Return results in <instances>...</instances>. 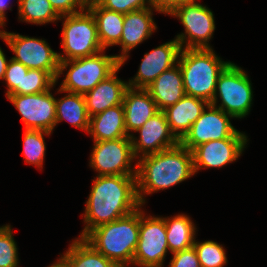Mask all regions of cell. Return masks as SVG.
<instances>
[{"mask_svg":"<svg viewBox=\"0 0 267 267\" xmlns=\"http://www.w3.org/2000/svg\"><path fill=\"white\" fill-rule=\"evenodd\" d=\"M141 206L137 196L136 176H97L86 201L84 238L92 229L126 216Z\"/></svg>","mask_w":267,"mask_h":267,"instance_id":"6da1fadb","label":"cell"},{"mask_svg":"<svg viewBox=\"0 0 267 267\" xmlns=\"http://www.w3.org/2000/svg\"><path fill=\"white\" fill-rule=\"evenodd\" d=\"M137 196L141 206L145 195L182 183L194 174L193 154L180 142L161 152L139 157L137 161Z\"/></svg>","mask_w":267,"mask_h":267,"instance_id":"7a4b0ae2","label":"cell"},{"mask_svg":"<svg viewBox=\"0 0 267 267\" xmlns=\"http://www.w3.org/2000/svg\"><path fill=\"white\" fill-rule=\"evenodd\" d=\"M140 207L113 222L92 229L83 239L118 267H128L139 240Z\"/></svg>","mask_w":267,"mask_h":267,"instance_id":"3957f363","label":"cell"},{"mask_svg":"<svg viewBox=\"0 0 267 267\" xmlns=\"http://www.w3.org/2000/svg\"><path fill=\"white\" fill-rule=\"evenodd\" d=\"M177 63L185 94L211 104L218 77L231 62L223 61L213 49H181Z\"/></svg>","mask_w":267,"mask_h":267,"instance_id":"277c9868","label":"cell"},{"mask_svg":"<svg viewBox=\"0 0 267 267\" xmlns=\"http://www.w3.org/2000/svg\"><path fill=\"white\" fill-rule=\"evenodd\" d=\"M119 66L120 61L117 59V55H105L103 50L89 57L60 61L56 81L63 74V71L69 68L60 89L84 95L92 90L100 81L105 80Z\"/></svg>","mask_w":267,"mask_h":267,"instance_id":"5b68a950","label":"cell"},{"mask_svg":"<svg viewBox=\"0 0 267 267\" xmlns=\"http://www.w3.org/2000/svg\"><path fill=\"white\" fill-rule=\"evenodd\" d=\"M61 19H64L61 46L65 55L58 53L60 61L89 57L104 50L98 39L95 18L87 8L63 15Z\"/></svg>","mask_w":267,"mask_h":267,"instance_id":"8992f818","label":"cell"},{"mask_svg":"<svg viewBox=\"0 0 267 267\" xmlns=\"http://www.w3.org/2000/svg\"><path fill=\"white\" fill-rule=\"evenodd\" d=\"M248 77L241 67L231 62L218 77L211 105L233 118L246 117L253 101L252 84ZM218 97L221 103L217 106Z\"/></svg>","mask_w":267,"mask_h":267,"instance_id":"52a82bcc","label":"cell"},{"mask_svg":"<svg viewBox=\"0 0 267 267\" xmlns=\"http://www.w3.org/2000/svg\"><path fill=\"white\" fill-rule=\"evenodd\" d=\"M168 15L177 17L184 26L185 32L175 37L181 49H212L209 41L215 31V21L208 7L196 0H185Z\"/></svg>","mask_w":267,"mask_h":267,"instance_id":"ba28073f","label":"cell"},{"mask_svg":"<svg viewBox=\"0 0 267 267\" xmlns=\"http://www.w3.org/2000/svg\"><path fill=\"white\" fill-rule=\"evenodd\" d=\"M0 38L15 54L12 59L22 63L28 69H40L58 78L60 60L58 53L42 39L0 30Z\"/></svg>","mask_w":267,"mask_h":267,"instance_id":"9c48e42d","label":"cell"},{"mask_svg":"<svg viewBox=\"0 0 267 267\" xmlns=\"http://www.w3.org/2000/svg\"><path fill=\"white\" fill-rule=\"evenodd\" d=\"M134 157L130 137L116 140L94 141L90 155V167L97 176L127 175L136 176L137 164L132 168Z\"/></svg>","mask_w":267,"mask_h":267,"instance_id":"30bf717a","label":"cell"},{"mask_svg":"<svg viewBox=\"0 0 267 267\" xmlns=\"http://www.w3.org/2000/svg\"><path fill=\"white\" fill-rule=\"evenodd\" d=\"M140 206L139 240L133 256L134 266L162 267L169 246L163 217L145 216Z\"/></svg>","mask_w":267,"mask_h":267,"instance_id":"8fae6325","label":"cell"},{"mask_svg":"<svg viewBox=\"0 0 267 267\" xmlns=\"http://www.w3.org/2000/svg\"><path fill=\"white\" fill-rule=\"evenodd\" d=\"M231 118L233 117L223 110L209 104L180 143L192 151L198 145L211 140L247 138L244 133L234 128L230 121Z\"/></svg>","mask_w":267,"mask_h":267,"instance_id":"7c38bea8","label":"cell"},{"mask_svg":"<svg viewBox=\"0 0 267 267\" xmlns=\"http://www.w3.org/2000/svg\"><path fill=\"white\" fill-rule=\"evenodd\" d=\"M51 90L37 94L7 96L20 113L24 129L53 132L56 122V98Z\"/></svg>","mask_w":267,"mask_h":267,"instance_id":"4fadbf2b","label":"cell"},{"mask_svg":"<svg viewBox=\"0 0 267 267\" xmlns=\"http://www.w3.org/2000/svg\"><path fill=\"white\" fill-rule=\"evenodd\" d=\"M135 132H139V139L133 135L130 138L136 159L172 148L179 143L170 131L163 111L156 113Z\"/></svg>","mask_w":267,"mask_h":267,"instance_id":"5bb4252c","label":"cell"},{"mask_svg":"<svg viewBox=\"0 0 267 267\" xmlns=\"http://www.w3.org/2000/svg\"><path fill=\"white\" fill-rule=\"evenodd\" d=\"M247 138H225L202 143L192 150L194 174L204 168H221L241 156Z\"/></svg>","mask_w":267,"mask_h":267,"instance_id":"9a60e30c","label":"cell"},{"mask_svg":"<svg viewBox=\"0 0 267 267\" xmlns=\"http://www.w3.org/2000/svg\"><path fill=\"white\" fill-rule=\"evenodd\" d=\"M180 51L179 42L174 39L145 53L137 74L129 79L128 86L146 89L163 71L177 64Z\"/></svg>","mask_w":267,"mask_h":267,"instance_id":"2e32d148","label":"cell"},{"mask_svg":"<svg viewBox=\"0 0 267 267\" xmlns=\"http://www.w3.org/2000/svg\"><path fill=\"white\" fill-rule=\"evenodd\" d=\"M153 10L157 11L149 7L124 14L121 40L117 44L122 47V53L117 55V59L120 61L121 66L124 65L129 57V51L148 39L157 29L152 16Z\"/></svg>","mask_w":267,"mask_h":267,"instance_id":"e0dca14e","label":"cell"},{"mask_svg":"<svg viewBox=\"0 0 267 267\" xmlns=\"http://www.w3.org/2000/svg\"><path fill=\"white\" fill-rule=\"evenodd\" d=\"M120 68L121 65L105 80L100 81L92 90L83 95L89 117L123 103L124 94L129 86L127 81H122L116 76Z\"/></svg>","mask_w":267,"mask_h":267,"instance_id":"ac0fdd59","label":"cell"},{"mask_svg":"<svg viewBox=\"0 0 267 267\" xmlns=\"http://www.w3.org/2000/svg\"><path fill=\"white\" fill-rule=\"evenodd\" d=\"M124 120L127 135L130 137L148 119L160 110L147 89L128 87L123 99Z\"/></svg>","mask_w":267,"mask_h":267,"instance_id":"d6986e66","label":"cell"},{"mask_svg":"<svg viewBox=\"0 0 267 267\" xmlns=\"http://www.w3.org/2000/svg\"><path fill=\"white\" fill-rule=\"evenodd\" d=\"M209 104L203 99L185 94L174 105L163 110L170 131L179 142Z\"/></svg>","mask_w":267,"mask_h":267,"instance_id":"ffe728a7","label":"cell"},{"mask_svg":"<svg viewBox=\"0 0 267 267\" xmlns=\"http://www.w3.org/2000/svg\"><path fill=\"white\" fill-rule=\"evenodd\" d=\"M146 89L160 111L178 102L185 95L179 64L163 71Z\"/></svg>","mask_w":267,"mask_h":267,"instance_id":"44dd1931","label":"cell"},{"mask_svg":"<svg viewBox=\"0 0 267 267\" xmlns=\"http://www.w3.org/2000/svg\"><path fill=\"white\" fill-rule=\"evenodd\" d=\"M94 141L129 137L125 128L123 105L108 108L90 117L88 132Z\"/></svg>","mask_w":267,"mask_h":267,"instance_id":"7402d4cb","label":"cell"},{"mask_svg":"<svg viewBox=\"0 0 267 267\" xmlns=\"http://www.w3.org/2000/svg\"><path fill=\"white\" fill-rule=\"evenodd\" d=\"M86 8L92 13L97 25V34L102 48L117 45L121 40L124 14L117 13L101 7L96 1L86 4Z\"/></svg>","mask_w":267,"mask_h":267,"instance_id":"603a6c76","label":"cell"},{"mask_svg":"<svg viewBox=\"0 0 267 267\" xmlns=\"http://www.w3.org/2000/svg\"><path fill=\"white\" fill-rule=\"evenodd\" d=\"M58 92H67L61 99H56V122L55 126L65 120L72 126L88 132L90 117L87 112L84 96L77 93L63 91L60 88Z\"/></svg>","mask_w":267,"mask_h":267,"instance_id":"cb8c5ba5","label":"cell"},{"mask_svg":"<svg viewBox=\"0 0 267 267\" xmlns=\"http://www.w3.org/2000/svg\"><path fill=\"white\" fill-rule=\"evenodd\" d=\"M166 225V239L172 253L189 249L195 242L196 226L185 214L163 217Z\"/></svg>","mask_w":267,"mask_h":267,"instance_id":"d4e9b609","label":"cell"},{"mask_svg":"<svg viewBox=\"0 0 267 267\" xmlns=\"http://www.w3.org/2000/svg\"><path fill=\"white\" fill-rule=\"evenodd\" d=\"M69 267H118L83 238H76L61 256Z\"/></svg>","mask_w":267,"mask_h":267,"instance_id":"484cf974","label":"cell"},{"mask_svg":"<svg viewBox=\"0 0 267 267\" xmlns=\"http://www.w3.org/2000/svg\"><path fill=\"white\" fill-rule=\"evenodd\" d=\"M20 21L43 25L58 21L61 17L49 0H17Z\"/></svg>","mask_w":267,"mask_h":267,"instance_id":"4316f807","label":"cell"},{"mask_svg":"<svg viewBox=\"0 0 267 267\" xmlns=\"http://www.w3.org/2000/svg\"><path fill=\"white\" fill-rule=\"evenodd\" d=\"M52 132L43 130L25 129L23 135V155L25 162L42 168L46 144L44 134L49 136Z\"/></svg>","mask_w":267,"mask_h":267,"instance_id":"83f0119b","label":"cell"},{"mask_svg":"<svg viewBox=\"0 0 267 267\" xmlns=\"http://www.w3.org/2000/svg\"><path fill=\"white\" fill-rule=\"evenodd\" d=\"M193 247L201 267H223L228 263L224 247L215 241L198 242L195 240Z\"/></svg>","mask_w":267,"mask_h":267,"instance_id":"f1b7e54d","label":"cell"},{"mask_svg":"<svg viewBox=\"0 0 267 267\" xmlns=\"http://www.w3.org/2000/svg\"><path fill=\"white\" fill-rule=\"evenodd\" d=\"M56 79L47 71L29 69L23 75L21 95L43 93L55 86Z\"/></svg>","mask_w":267,"mask_h":267,"instance_id":"f546056e","label":"cell"},{"mask_svg":"<svg viewBox=\"0 0 267 267\" xmlns=\"http://www.w3.org/2000/svg\"><path fill=\"white\" fill-rule=\"evenodd\" d=\"M18 248L10 225L0 227V267H18Z\"/></svg>","mask_w":267,"mask_h":267,"instance_id":"4dcf8cb0","label":"cell"},{"mask_svg":"<svg viewBox=\"0 0 267 267\" xmlns=\"http://www.w3.org/2000/svg\"><path fill=\"white\" fill-rule=\"evenodd\" d=\"M28 70L26 66L12 58L8 61L3 78L8 88L6 97L8 95H21L23 75L26 74Z\"/></svg>","mask_w":267,"mask_h":267,"instance_id":"1f68e13d","label":"cell"},{"mask_svg":"<svg viewBox=\"0 0 267 267\" xmlns=\"http://www.w3.org/2000/svg\"><path fill=\"white\" fill-rule=\"evenodd\" d=\"M101 7L121 14L149 8L146 0H95Z\"/></svg>","mask_w":267,"mask_h":267,"instance_id":"d6a6232c","label":"cell"},{"mask_svg":"<svg viewBox=\"0 0 267 267\" xmlns=\"http://www.w3.org/2000/svg\"><path fill=\"white\" fill-rule=\"evenodd\" d=\"M172 254L169 267H201L194 247Z\"/></svg>","mask_w":267,"mask_h":267,"instance_id":"836d02e7","label":"cell"},{"mask_svg":"<svg viewBox=\"0 0 267 267\" xmlns=\"http://www.w3.org/2000/svg\"><path fill=\"white\" fill-rule=\"evenodd\" d=\"M49 2L60 16L79 13L86 8L83 0H49Z\"/></svg>","mask_w":267,"mask_h":267,"instance_id":"e575fe53","label":"cell"},{"mask_svg":"<svg viewBox=\"0 0 267 267\" xmlns=\"http://www.w3.org/2000/svg\"><path fill=\"white\" fill-rule=\"evenodd\" d=\"M148 7L157 10L159 13L169 14L176 6L185 0H146Z\"/></svg>","mask_w":267,"mask_h":267,"instance_id":"d590c367","label":"cell"},{"mask_svg":"<svg viewBox=\"0 0 267 267\" xmlns=\"http://www.w3.org/2000/svg\"><path fill=\"white\" fill-rule=\"evenodd\" d=\"M8 0H0V27L5 26L6 22V9H12V7L8 6Z\"/></svg>","mask_w":267,"mask_h":267,"instance_id":"8d00e7d4","label":"cell"},{"mask_svg":"<svg viewBox=\"0 0 267 267\" xmlns=\"http://www.w3.org/2000/svg\"><path fill=\"white\" fill-rule=\"evenodd\" d=\"M7 64L8 60L6 59L4 52L0 47V80L4 78Z\"/></svg>","mask_w":267,"mask_h":267,"instance_id":"74e56055","label":"cell"},{"mask_svg":"<svg viewBox=\"0 0 267 267\" xmlns=\"http://www.w3.org/2000/svg\"><path fill=\"white\" fill-rule=\"evenodd\" d=\"M48 267H69V265L62 257H60L58 261L54 262Z\"/></svg>","mask_w":267,"mask_h":267,"instance_id":"f35d334b","label":"cell"},{"mask_svg":"<svg viewBox=\"0 0 267 267\" xmlns=\"http://www.w3.org/2000/svg\"><path fill=\"white\" fill-rule=\"evenodd\" d=\"M83 1L87 4L88 2L95 1V0H83Z\"/></svg>","mask_w":267,"mask_h":267,"instance_id":"ab89813d","label":"cell"}]
</instances>
